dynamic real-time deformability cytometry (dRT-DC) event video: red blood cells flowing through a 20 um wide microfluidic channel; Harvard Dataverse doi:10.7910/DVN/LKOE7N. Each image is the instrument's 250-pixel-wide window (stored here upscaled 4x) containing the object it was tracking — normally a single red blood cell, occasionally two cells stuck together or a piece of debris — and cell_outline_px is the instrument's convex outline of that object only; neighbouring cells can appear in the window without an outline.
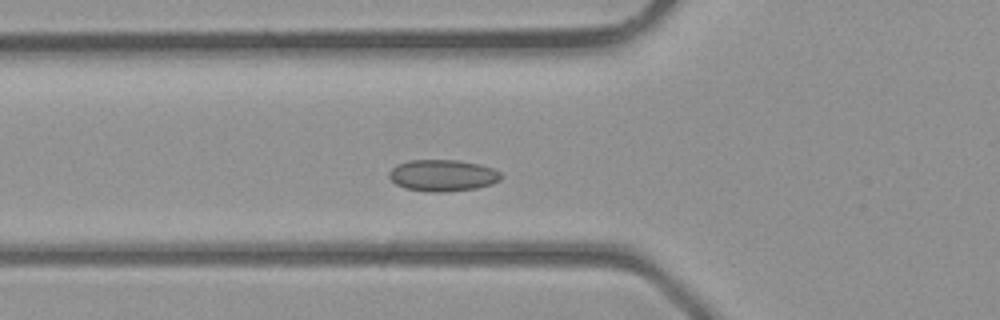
{"species": "common noctule bat (a hibernating species)", "species_latin": "Nyctalus noctula", "temperature_condition": "room temperature", "stored_images_in_passage": 35, "camera_frame_rate_fps": 3000, "um_per_image_px": 0.085, "animal": {"sex": "male", "body_mass_g": 23.1, "forearm_length_mm": 52.7}, "frame": {"image": 1, "passage_image": 9, "time_ms": 2.667, "image_size_px": [1000, 320], "cell_outline_px": [[500, 180], [492, 184], [476, 188], [444, 192], [428, 192], [404, 188], [396, 184], [388, 176], [388, 172], [396, 164], [408, 160], [456, 160], [476, 164], [492, 168], [500, 172]], "centroid_in_image_um": [37.58, 14.91], "position_along_channel_um": 88.2, "area_um2": 20.58}}
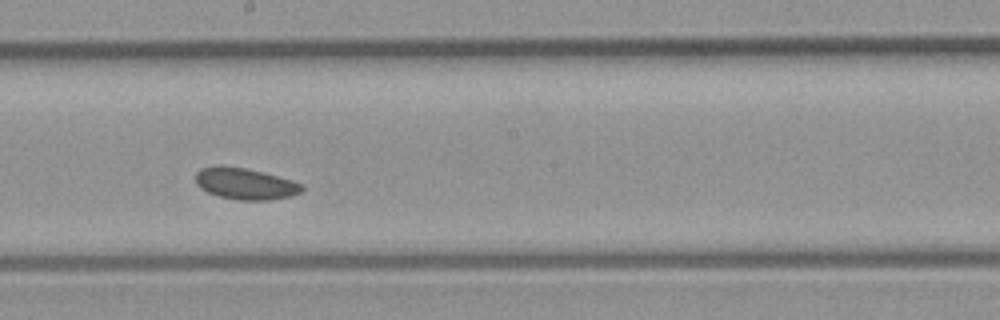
{"frame": {"image": 2, "passage_image": 17, "time_ms": 5.333, "image_size_px": [1000, 320], "cell_outline_px": [[304, 188], [300, 192], [292, 196], [268, 200], [236, 200], [220, 196], [208, 192], [200, 188], [196, 184], [196, 172], [200, 168], [216, 164], [220, 164], [248, 168], [264, 172], [292, 180], [304, 184]], "centroid_in_image_um": [20.83, 15.59], "position_along_channel_um": 227.4, "area_um2": 19.88}}
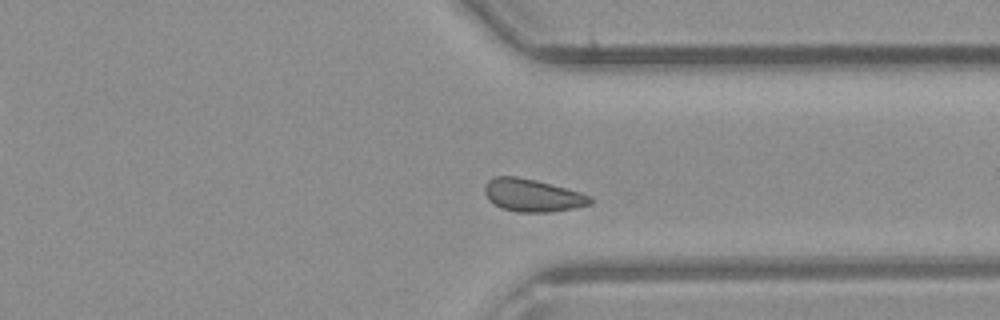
{"frame": {"image": 3, "passage_image": 25, "time_ms": 8.0, "image_size_px": [1000, 320], "cell_outline_px": [[592, 204], [572, 208], [548, 212], [516, 212], [500, 208], [488, 200], [484, 192], [484, 184], [492, 176], [516, 176], [536, 180], [580, 192], [592, 196]], "centroid_in_image_um": [45.21, 16.6], "position_along_channel_um": 366.2, "area_um2": 20.23}}